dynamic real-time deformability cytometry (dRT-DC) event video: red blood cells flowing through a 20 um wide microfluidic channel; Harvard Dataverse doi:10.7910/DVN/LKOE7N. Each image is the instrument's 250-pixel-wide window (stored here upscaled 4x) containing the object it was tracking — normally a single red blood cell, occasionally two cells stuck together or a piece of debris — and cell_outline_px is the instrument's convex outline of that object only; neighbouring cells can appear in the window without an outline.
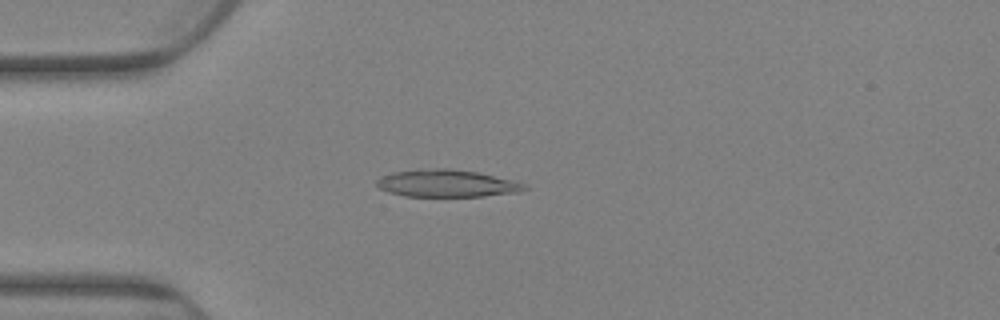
{"species": "Egyptian fruit bat (a non-hibernating species)", "species_latin": "Rousettus aegyptiacus", "temperature_condition": "warm", "stored_images_in_passage": 61, "camera_frame_rate_fps": 3000, "um_per_image_px": 0.085, "animal": {"sex": "female"}, "frame": {"image": 1, "passage_image": 2, "time_ms": 0.333, "image_size_px": [1000, 320], "cell_outline_px": [[528, 188], [520, 192], [484, 196], [404, 196], [388, 192], [380, 188], [376, 184], [376, 180], [392, 172], [420, 168], [448, 168], [480, 172], [528, 184]], "centroid_in_image_um": [38.01, 15.58], "position_along_channel_um": 47.0, "area_um2": 23.76}}
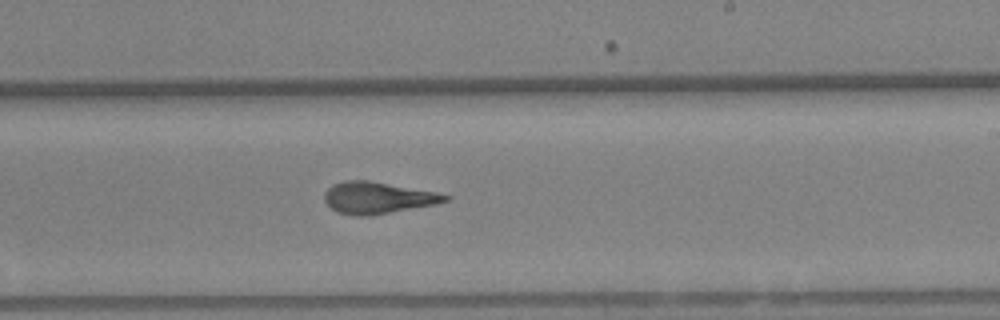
{"frame": {"image": 2, "passage_image": 29, "time_ms": 9.333, "image_size_px": [1000, 320], "cell_outline_px": [[452, 196], [448, 200], [436, 204], [368, 216], [356, 216], [336, 212], [324, 200], [324, 192], [332, 184], [348, 180], [368, 180], [436, 192]], "centroid_in_image_um": [32.08, 16.81], "position_along_channel_um": 256.9, "area_um2": 22.2}}
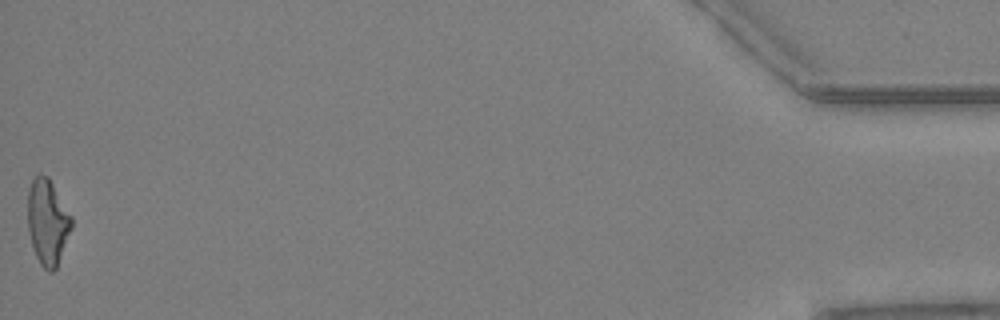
{"frame": {"image": 3, "passage_image": 61, "time_ms": 20.0, "image_size_px": [1000, 320], "cell_outline_px": [[72, 228], [56, 268], [52, 272], [48, 272], [40, 264], [36, 256], [32, 244], [28, 228], [28, 188], [32, 180], [40, 172], [48, 176], [72, 216]], "centroid_in_image_um": [4.05, 18.85], "position_along_channel_um": 431.2, "area_um2": 21.85}, "authors_computed_cell_mechanics": {"area_um2": 22.1952, "velocity_mm_per_s": 2.5334, "shape_relaxation_time_tau1_ms": 10.084, "shape_relaxation_time_tau2_ms": 2.754, "deformation_change_tau1": 0.2445, "deformation_change_tau2": 0.125}}